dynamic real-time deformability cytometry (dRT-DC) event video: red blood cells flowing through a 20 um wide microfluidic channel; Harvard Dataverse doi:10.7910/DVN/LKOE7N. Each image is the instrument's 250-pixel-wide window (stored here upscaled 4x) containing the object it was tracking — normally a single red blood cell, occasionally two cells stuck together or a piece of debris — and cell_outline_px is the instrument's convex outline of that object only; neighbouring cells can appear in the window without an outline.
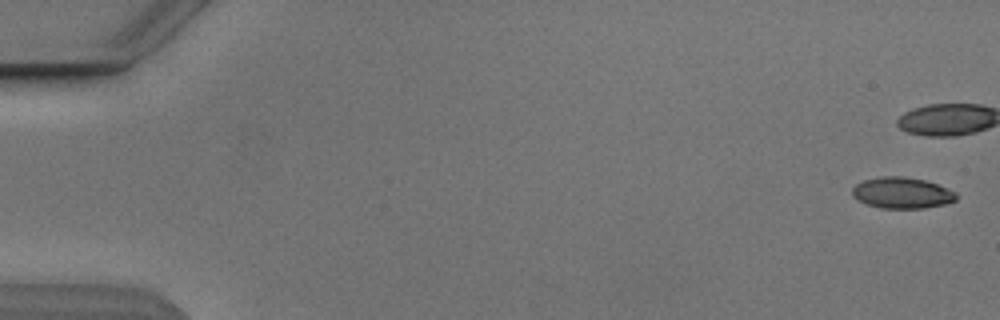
{"species": "Egyptian fruit bat (a non-hibernating species)", "species_latin": "Rousettus aegyptiacus", "temperature_condition": "cold", "stored_images_in_passage": 7, "camera_frame_rate_fps": 3000, "um_per_image_px": 0.085, "animal": {"sex": "male"}, "frame": {"image": 1, "passage_image": 1, "time_ms": 0.0, "image_size_px": [1000, 320], "cell_outline_px": [[956, 200], [944, 204], [924, 208], [880, 208], [856, 200], [852, 196], [852, 188], [856, 184], [864, 180], [880, 176], [904, 176], [924, 180], [936, 184], [956, 192]], "centroid_in_image_um": [76.63, 16.39], "position_along_channel_um": 8.4, "area_um2": 18.84}}
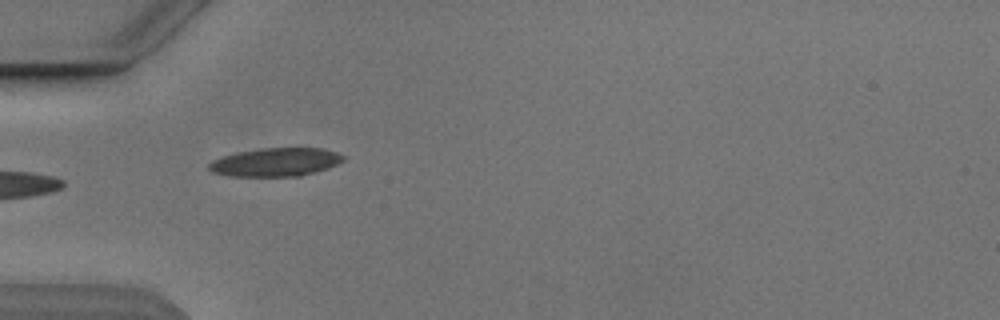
{"frame": {"image": 2, "passage_image": 6, "time_ms": 6.0, "image_size_px": [1000, 320], "cell_outline_px": [[344, 160], [328, 168], [316, 172], [300, 176], [232, 176], [212, 172], [208, 168], [208, 164], [212, 160], [236, 152], [264, 148], [324, 148], [336, 152], [344, 156]], "centroid_in_image_um": [23.43, 13.78], "position_along_channel_um": 61.6, "area_um2": 22.2}}
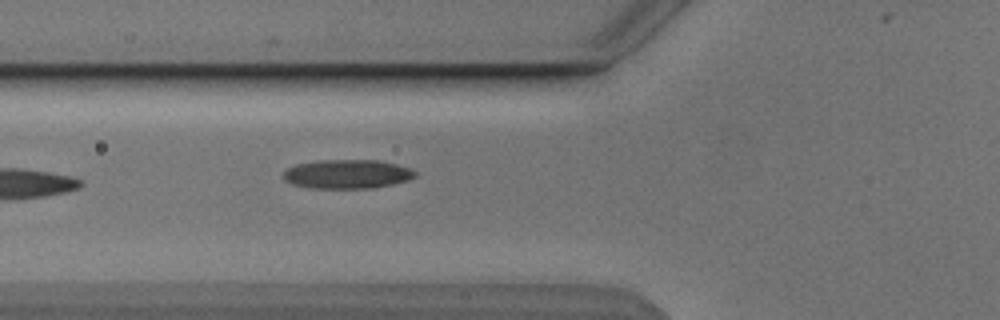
{"frame": {"image": 3, "passage_image": 7, "time_ms": 7.0, "image_size_px": [1000, 320], "cell_outline_px": [[416, 176], [408, 180], [376, 188], [308, 188], [292, 184], [284, 180], [284, 172], [288, 168], [296, 164], [320, 160], [380, 160], [396, 164], [408, 168], [416, 172]], "centroid_in_image_um": [29.51, 14.8], "position_along_channel_um": 96.3, "area_um2": 22.31}}